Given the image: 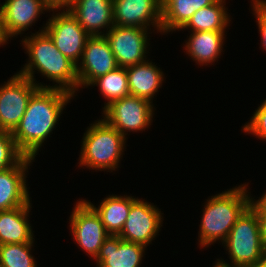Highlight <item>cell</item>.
<instances>
[{"instance_id": "7402d4cb", "label": "cell", "mask_w": 266, "mask_h": 267, "mask_svg": "<svg viewBox=\"0 0 266 267\" xmlns=\"http://www.w3.org/2000/svg\"><path fill=\"white\" fill-rule=\"evenodd\" d=\"M136 197L132 196H117L109 195L101 201L98 207L94 206L88 200L86 201L99 215L106 231L110 235H118L124 223L126 222L127 216L129 215L132 202Z\"/></svg>"}, {"instance_id": "f546056e", "label": "cell", "mask_w": 266, "mask_h": 267, "mask_svg": "<svg viewBox=\"0 0 266 267\" xmlns=\"http://www.w3.org/2000/svg\"><path fill=\"white\" fill-rule=\"evenodd\" d=\"M75 0H44L46 5L51 9L61 11V9H68ZM60 9V10H58ZM57 10V11H56Z\"/></svg>"}, {"instance_id": "30bf717a", "label": "cell", "mask_w": 266, "mask_h": 267, "mask_svg": "<svg viewBox=\"0 0 266 267\" xmlns=\"http://www.w3.org/2000/svg\"><path fill=\"white\" fill-rule=\"evenodd\" d=\"M148 29L116 26L104 33L118 67L127 68L147 61Z\"/></svg>"}, {"instance_id": "5b68a950", "label": "cell", "mask_w": 266, "mask_h": 267, "mask_svg": "<svg viewBox=\"0 0 266 267\" xmlns=\"http://www.w3.org/2000/svg\"><path fill=\"white\" fill-rule=\"evenodd\" d=\"M234 267H257L263 249L257 213L249 206L233 225L223 242Z\"/></svg>"}, {"instance_id": "5bb4252c", "label": "cell", "mask_w": 266, "mask_h": 267, "mask_svg": "<svg viewBox=\"0 0 266 267\" xmlns=\"http://www.w3.org/2000/svg\"><path fill=\"white\" fill-rule=\"evenodd\" d=\"M34 158L24 156L16 165L0 171V211L25 206L30 202L26 172Z\"/></svg>"}, {"instance_id": "484cf974", "label": "cell", "mask_w": 266, "mask_h": 267, "mask_svg": "<svg viewBox=\"0 0 266 267\" xmlns=\"http://www.w3.org/2000/svg\"><path fill=\"white\" fill-rule=\"evenodd\" d=\"M24 156L17 148L12 133L0 131V171L16 165Z\"/></svg>"}, {"instance_id": "4fadbf2b", "label": "cell", "mask_w": 266, "mask_h": 267, "mask_svg": "<svg viewBox=\"0 0 266 267\" xmlns=\"http://www.w3.org/2000/svg\"><path fill=\"white\" fill-rule=\"evenodd\" d=\"M161 0H113V21L116 26L149 29L162 34Z\"/></svg>"}, {"instance_id": "cb8c5ba5", "label": "cell", "mask_w": 266, "mask_h": 267, "mask_svg": "<svg viewBox=\"0 0 266 267\" xmlns=\"http://www.w3.org/2000/svg\"><path fill=\"white\" fill-rule=\"evenodd\" d=\"M94 85L99 86L100 94L107 99L103 110L113 101L130 95L126 68L123 67H117L106 75L98 77L90 84V86Z\"/></svg>"}, {"instance_id": "9a60e30c", "label": "cell", "mask_w": 266, "mask_h": 267, "mask_svg": "<svg viewBox=\"0 0 266 267\" xmlns=\"http://www.w3.org/2000/svg\"><path fill=\"white\" fill-rule=\"evenodd\" d=\"M0 6L3 27L10 39L28 30L43 11L55 13L44 0H5Z\"/></svg>"}, {"instance_id": "83f0119b", "label": "cell", "mask_w": 266, "mask_h": 267, "mask_svg": "<svg viewBox=\"0 0 266 267\" xmlns=\"http://www.w3.org/2000/svg\"><path fill=\"white\" fill-rule=\"evenodd\" d=\"M253 2V11L257 19L258 29L261 37V44L264 50H266V0H251Z\"/></svg>"}, {"instance_id": "8992f818", "label": "cell", "mask_w": 266, "mask_h": 267, "mask_svg": "<svg viewBox=\"0 0 266 267\" xmlns=\"http://www.w3.org/2000/svg\"><path fill=\"white\" fill-rule=\"evenodd\" d=\"M153 107L148 100L128 95L108 105L103 119L125 137L128 132L145 131L151 125Z\"/></svg>"}, {"instance_id": "44dd1931", "label": "cell", "mask_w": 266, "mask_h": 267, "mask_svg": "<svg viewBox=\"0 0 266 267\" xmlns=\"http://www.w3.org/2000/svg\"><path fill=\"white\" fill-rule=\"evenodd\" d=\"M162 33L180 30L192 15L216 0H161Z\"/></svg>"}, {"instance_id": "836d02e7", "label": "cell", "mask_w": 266, "mask_h": 267, "mask_svg": "<svg viewBox=\"0 0 266 267\" xmlns=\"http://www.w3.org/2000/svg\"><path fill=\"white\" fill-rule=\"evenodd\" d=\"M218 261H215V265H213V267H234V266H230V265H226L222 262L219 261V259H217Z\"/></svg>"}, {"instance_id": "2e32d148", "label": "cell", "mask_w": 266, "mask_h": 267, "mask_svg": "<svg viewBox=\"0 0 266 267\" xmlns=\"http://www.w3.org/2000/svg\"><path fill=\"white\" fill-rule=\"evenodd\" d=\"M68 11L90 36H104L101 30L114 25L113 0H75Z\"/></svg>"}, {"instance_id": "ba28073f", "label": "cell", "mask_w": 266, "mask_h": 267, "mask_svg": "<svg viewBox=\"0 0 266 267\" xmlns=\"http://www.w3.org/2000/svg\"><path fill=\"white\" fill-rule=\"evenodd\" d=\"M43 29L53 40L56 48L77 65L91 36L68 9L53 14Z\"/></svg>"}, {"instance_id": "d6986e66", "label": "cell", "mask_w": 266, "mask_h": 267, "mask_svg": "<svg viewBox=\"0 0 266 267\" xmlns=\"http://www.w3.org/2000/svg\"><path fill=\"white\" fill-rule=\"evenodd\" d=\"M153 62L149 60L126 68L129 93L132 96L148 100L153 98L158 89L162 87L164 74Z\"/></svg>"}, {"instance_id": "7c38bea8", "label": "cell", "mask_w": 266, "mask_h": 267, "mask_svg": "<svg viewBox=\"0 0 266 267\" xmlns=\"http://www.w3.org/2000/svg\"><path fill=\"white\" fill-rule=\"evenodd\" d=\"M80 60L76 65L78 89L83 86L87 88L95 79L118 67L105 36H91L86 42Z\"/></svg>"}, {"instance_id": "4dcf8cb0", "label": "cell", "mask_w": 266, "mask_h": 267, "mask_svg": "<svg viewBox=\"0 0 266 267\" xmlns=\"http://www.w3.org/2000/svg\"><path fill=\"white\" fill-rule=\"evenodd\" d=\"M259 230L261 234V239L264 245H266V215H257Z\"/></svg>"}, {"instance_id": "7a4b0ae2", "label": "cell", "mask_w": 266, "mask_h": 267, "mask_svg": "<svg viewBox=\"0 0 266 267\" xmlns=\"http://www.w3.org/2000/svg\"><path fill=\"white\" fill-rule=\"evenodd\" d=\"M39 31L22 39L21 42L28 53L29 60L18 73L31 79L39 88L62 89L75 96V92L78 91L76 64L56 48L44 29ZM34 69L57 84L44 86L36 83Z\"/></svg>"}, {"instance_id": "52a82bcc", "label": "cell", "mask_w": 266, "mask_h": 267, "mask_svg": "<svg viewBox=\"0 0 266 267\" xmlns=\"http://www.w3.org/2000/svg\"><path fill=\"white\" fill-rule=\"evenodd\" d=\"M38 88L31 79L18 72L0 87V131L12 133L15 130L29 99Z\"/></svg>"}, {"instance_id": "8fae6325", "label": "cell", "mask_w": 266, "mask_h": 267, "mask_svg": "<svg viewBox=\"0 0 266 267\" xmlns=\"http://www.w3.org/2000/svg\"><path fill=\"white\" fill-rule=\"evenodd\" d=\"M162 214L158 207L136 198L118 236L125 241L147 247L161 230Z\"/></svg>"}, {"instance_id": "6da1fadb", "label": "cell", "mask_w": 266, "mask_h": 267, "mask_svg": "<svg viewBox=\"0 0 266 267\" xmlns=\"http://www.w3.org/2000/svg\"><path fill=\"white\" fill-rule=\"evenodd\" d=\"M73 96L57 88H38L32 94L20 123L12 132L17 148L25 156L36 157Z\"/></svg>"}, {"instance_id": "ffe728a7", "label": "cell", "mask_w": 266, "mask_h": 267, "mask_svg": "<svg viewBox=\"0 0 266 267\" xmlns=\"http://www.w3.org/2000/svg\"><path fill=\"white\" fill-rule=\"evenodd\" d=\"M226 32L216 31H198L192 32L186 41L185 51L193 61L200 66L208 65L215 62L221 52L223 51V45Z\"/></svg>"}, {"instance_id": "9c48e42d", "label": "cell", "mask_w": 266, "mask_h": 267, "mask_svg": "<svg viewBox=\"0 0 266 267\" xmlns=\"http://www.w3.org/2000/svg\"><path fill=\"white\" fill-rule=\"evenodd\" d=\"M71 213L69 223L73 239L94 260L110 234L85 199L78 201Z\"/></svg>"}, {"instance_id": "1f68e13d", "label": "cell", "mask_w": 266, "mask_h": 267, "mask_svg": "<svg viewBox=\"0 0 266 267\" xmlns=\"http://www.w3.org/2000/svg\"><path fill=\"white\" fill-rule=\"evenodd\" d=\"M10 38L6 35L4 27H3V21H2V15L0 11V46L8 43L7 41Z\"/></svg>"}, {"instance_id": "277c9868", "label": "cell", "mask_w": 266, "mask_h": 267, "mask_svg": "<svg viewBox=\"0 0 266 267\" xmlns=\"http://www.w3.org/2000/svg\"><path fill=\"white\" fill-rule=\"evenodd\" d=\"M126 138L102 118L92 123L82 138L79 167L115 171L126 147Z\"/></svg>"}, {"instance_id": "d4e9b609", "label": "cell", "mask_w": 266, "mask_h": 267, "mask_svg": "<svg viewBox=\"0 0 266 267\" xmlns=\"http://www.w3.org/2000/svg\"><path fill=\"white\" fill-rule=\"evenodd\" d=\"M34 242L0 245V263L4 267H37L31 254Z\"/></svg>"}, {"instance_id": "f1b7e54d", "label": "cell", "mask_w": 266, "mask_h": 267, "mask_svg": "<svg viewBox=\"0 0 266 267\" xmlns=\"http://www.w3.org/2000/svg\"><path fill=\"white\" fill-rule=\"evenodd\" d=\"M250 207L257 215H266V192L258 199L250 198Z\"/></svg>"}, {"instance_id": "d6a6232c", "label": "cell", "mask_w": 266, "mask_h": 267, "mask_svg": "<svg viewBox=\"0 0 266 267\" xmlns=\"http://www.w3.org/2000/svg\"><path fill=\"white\" fill-rule=\"evenodd\" d=\"M257 267H266V245L263 246L260 262Z\"/></svg>"}, {"instance_id": "e0dca14e", "label": "cell", "mask_w": 266, "mask_h": 267, "mask_svg": "<svg viewBox=\"0 0 266 267\" xmlns=\"http://www.w3.org/2000/svg\"><path fill=\"white\" fill-rule=\"evenodd\" d=\"M146 247L110 235L102 244L95 261L97 267H139Z\"/></svg>"}, {"instance_id": "4316f807", "label": "cell", "mask_w": 266, "mask_h": 267, "mask_svg": "<svg viewBox=\"0 0 266 267\" xmlns=\"http://www.w3.org/2000/svg\"><path fill=\"white\" fill-rule=\"evenodd\" d=\"M243 131L257 136L260 140H266V99L255 110L250 122L244 125Z\"/></svg>"}, {"instance_id": "603a6c76", "label": "cell", "mask_w": 266, "mask_h": 267, "mask_svg": "<svg viewBox=\"0 0 266 267\" xmlns=\"http://www.w3.org/2000/svg\"><path fill=\"white\" fill-rule=\"evenodd\" d=\"M224 3L225 0H216L210 6L201 8L192 15L181 29L190 28L191 32H225L231 20Z\"/></svg>"}, {"instance_id": "ac0fdd59", "label": "cell", "mask_w": 266, "mask_h": 267, "mask_svg": "<svg viewBox=\"0 0 266 267\" xmlns=\"http://www.w3.org/2000/svg\"><path fill=\"white\" fill-rule=\"evenodd\" d=\"M31 203L0 211V245L34 242L29 212Z\"/></svg>"}, {"instance_id": "3957f363", "label": "cell", "mask_w": 266, "mask_h": 267, "mask_svg": "<svg viewBox=\"0 0 266 267\" xmlns=\"http://www.w3.org/2000/svg\"><path fill=\"white\" fill-rule=\"evenodd\" d=\"M246 186L248 183L211 196L205 202L198 236L200 247L218 240L223 245L235 222L250 206L251 196Z\"/></svg>"}]
</instances>
